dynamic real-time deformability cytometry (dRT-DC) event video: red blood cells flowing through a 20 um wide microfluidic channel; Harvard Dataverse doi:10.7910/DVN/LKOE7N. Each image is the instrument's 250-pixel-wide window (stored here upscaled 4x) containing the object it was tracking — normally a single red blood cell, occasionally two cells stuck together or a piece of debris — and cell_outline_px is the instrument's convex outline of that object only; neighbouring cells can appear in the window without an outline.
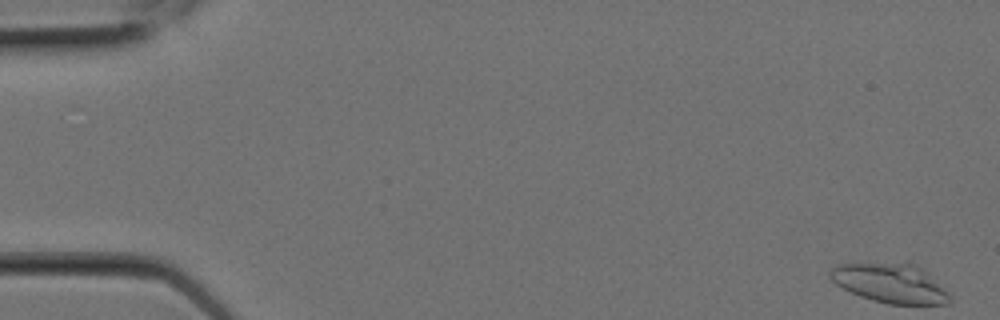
{"species": "Egyptian fruit bat (a non-hibernating species)", "species_latin": "Rousettus aegyptiacus", "temperature_condition": "room temperature", "stored_images_in_passage": 6, "camera_frame_rate_fps": 3000, "um_per_image_px": 0.085, "animal": {"sex": "female"}, "frame": {"image": 1, "passage_image": 1, "time_ms": 0.0, "image_size_px": [1000, 320], "cell_outline_px": [[952, 300], [948, 304], [888, 304], [872, 300], [860, 296], [836, 284], [828, 276], [828, 272], [832, 268], [840, 264], [908, 260], [916, 264], [944, 288], [948, 292]], "centroid_in_image_um": [75.67, 24.03], "position_along_channel_um": 9.3, "area_um2": 27.92}}